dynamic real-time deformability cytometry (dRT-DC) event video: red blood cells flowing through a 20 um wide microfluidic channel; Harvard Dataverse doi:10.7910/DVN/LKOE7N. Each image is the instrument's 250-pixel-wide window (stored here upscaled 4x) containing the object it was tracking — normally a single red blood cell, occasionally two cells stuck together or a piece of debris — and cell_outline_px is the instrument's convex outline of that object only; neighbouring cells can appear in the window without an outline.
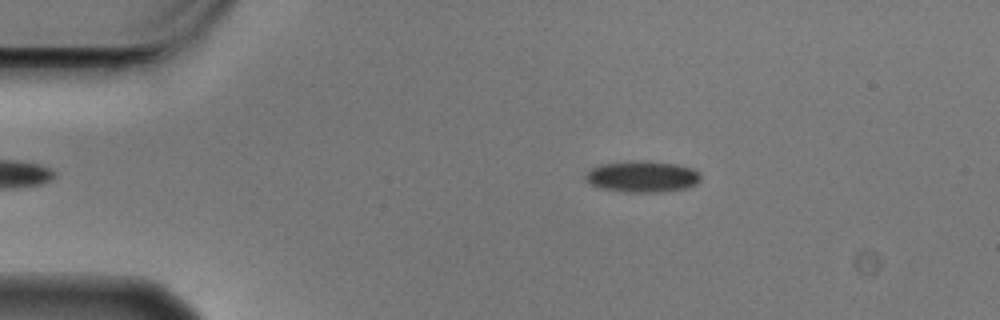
{"species": "Egyptian fruit bat (a non-hibernating species)", "species_latin": "Rousettus aegyptiacus", "temperature_condition": "cold", "stored_images_in_passage": 6, "camera_frame_rate_fps": 3000, "um_per_image_px": 0.085, "animal": {"sex": "male"}, "frame": {"image": 1, "passage_image": 6, "time_ms": 1.667, "image_size_px": [1000, 320], "cell_outline_px": [[700, 180], [696, 184], [688, 188], [660, 192], [624, 192], [600, 188], [592, 184], [584, 176], [592, 168], [600, 164], [628, 160], [648, 160], [676, 164], [692, 168], [700, 172]], "centroid_in_image_um": [54.62, 14.99], "position_along_channel_um": 30.4, "area_um2": 21.27}}